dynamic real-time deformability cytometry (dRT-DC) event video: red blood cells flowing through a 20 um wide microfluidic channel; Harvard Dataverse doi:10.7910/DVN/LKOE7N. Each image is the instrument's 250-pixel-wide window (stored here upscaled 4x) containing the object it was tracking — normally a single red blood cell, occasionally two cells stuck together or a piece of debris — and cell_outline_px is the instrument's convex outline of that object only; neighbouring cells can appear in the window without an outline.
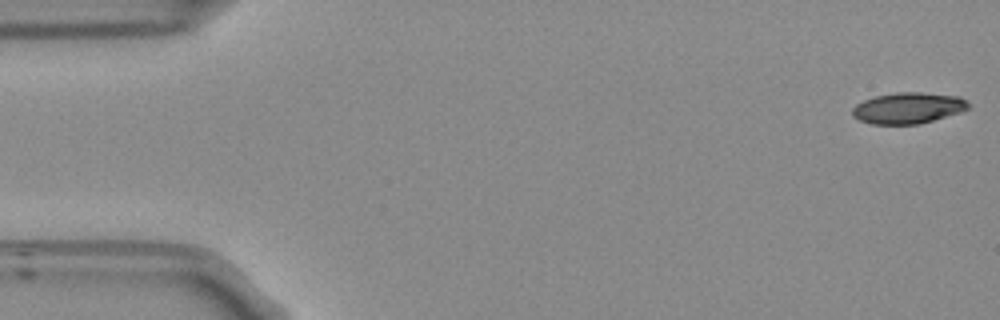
{"species": "Egyptian fruit bat (a non-hibernating species)", "species_latin": "Rousettus aegyptiacus", "temperature_condition": "room temperature", "stored_images_in_passage": 53, "camera_frame_rate_fps": 3000, "um_per_image_px": 0.085, "frame": {"image": 1, "passage_image": 1, "time_ms": 0.0, "image_size_px": [1000, 320], "cell_outline_px": [[968, 108], [960, 112], [920, 124], [872, 124], [860, 120], [852, 116], [852, 108], [856, 104], [864, 100], [876, 96], [896, 92], [920, 92], [960, 96], [968, 104]], "centroid_in_image_um": [77.16, 9.18], "position_along_channel_um": 7.8, "area_um2": 20.92}}
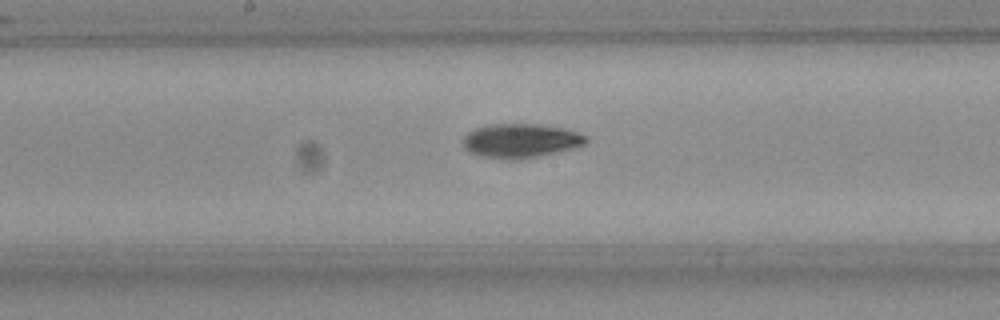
{"frame": {"image": 2, "passage_image": 27, "time_ms": 8.667, "image_size_px": [1000, 320], "cell_outline_px": [[588, 140], [584, 144], [576, 148], [536, 156], [484, 156], [472, 152], [464, 148], [464, 136], [468, 132], [476, 128], [492, 124], [536, 124], [564, 128], [588, 136]], "centroid_in_image_um": [44.32, 11.9], "position_along_channel_um": 203.9, "area_um2": 23.35}}
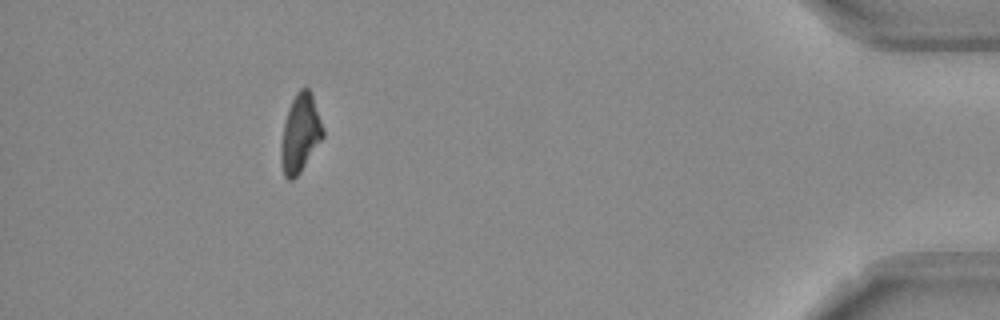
{"frame": {"image": 3, "passage_image": 48, "time_ms": 15.667, "image_size_px": [1000, 320], "cell_outline_px": [[324, 136], [300, 172], [292, 180], [288, 180], [284, 176], [280, 160], [280, 144], [284, 124], [288, 108], [296, 92], [300, 88], [308, 88], [312, 96], [324, 128]], "centroid_in_image_um": [25.5, 11.35], "position_along_channel_um": 409.7, "area_um2": 19.02}, "authors_computed_cell_mechanics": {"area_um2": 22.6576, "velocity_mm_per_s": 3.7554, "shape_relaxation_time_tau1_ms": 5.9448, "shape_relaxation_time_tau2_ms": null, "deformation_change_tau1": 0.1829, "deformation_change_tau2": null}}